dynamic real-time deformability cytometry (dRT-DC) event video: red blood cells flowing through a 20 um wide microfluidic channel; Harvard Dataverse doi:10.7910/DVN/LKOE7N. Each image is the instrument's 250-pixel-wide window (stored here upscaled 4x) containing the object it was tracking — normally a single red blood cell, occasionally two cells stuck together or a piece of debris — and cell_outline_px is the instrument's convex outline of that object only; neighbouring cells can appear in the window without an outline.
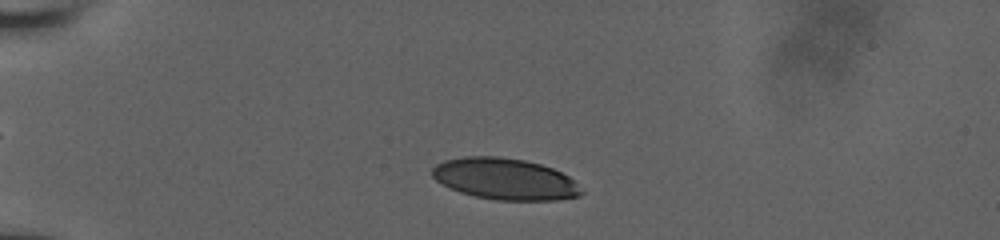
{"species": "human", "species_latin": "Homo sapiens", "temperature_condition": "room temperature", "stored_images_in_passage": 18, "camera_frame_rate_fps": 3000, "um_per_image_px": 0.085, "donor": {"sex": "male"}, "frame": {"image": 1, "passage_image": 1, "time_ms": 0.0, "image_size_px": [1000, 240], "cell_outline_px": [[584, 192], [580, 196], [556, 200], [496, 200], [476, 196], [460, 192], [436, 180], [432, 176], [432, 168], [436, 164], [444, 160], [464, 156], [500, 156], [524, 160], [540, 164], [552, 168], [568, 176]], "centroid_in_image_um": [42.91, 15.2], "position_along_channel_um": 42.1, "area_um2": 35.84}}
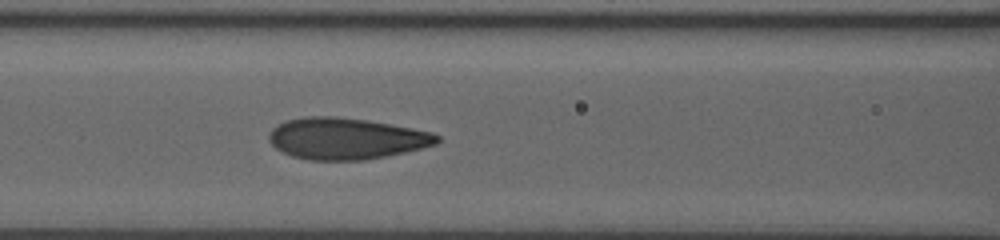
{"frame": {"image": 2, "passage_image": 11, "time_ms": 3.667, "image_size_px": [1000, 240], "cell_outline_px": [[440, 140], [436, 144], [404, 152], [364, 160], [308, 160], [292, 156], [276, 148], [268, 140], [268, 136], [272, 128], [288, 120], [308, 116], [336, 116], [368, 120], [412, 128], [432, 132], [440, 136]], "centroid_in_image_um": [29.42, 11.77], "position_along_channel_um": 137.2, "area_um2": 40.4}}
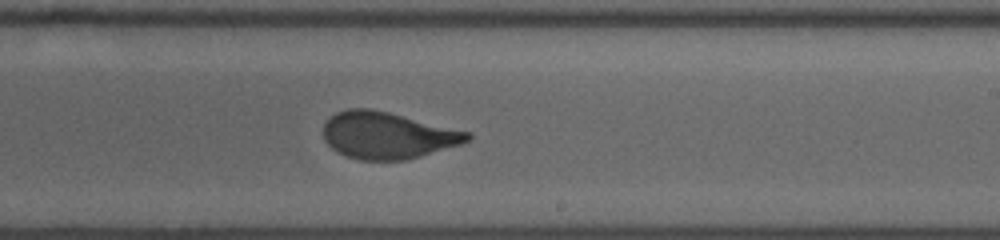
{"frame": {"image": 3, "passage_image": 18, "time_ms": 6.667, "image_size_px": [1000, 240], "cell_outline_px": [[472, 136], [468, 140], [460, 144], [420, 156], [404, 160], [360, 160], [344, 156], [336, 152], [324, 140], [324, 124], [328, 116], [336, 112], [348, 108], [372, 108], [472, 132]], "centroid_in_image_um": [32.9, 11.49], "position_along_channel_um": 256.1, "area_um2": 39.48}}